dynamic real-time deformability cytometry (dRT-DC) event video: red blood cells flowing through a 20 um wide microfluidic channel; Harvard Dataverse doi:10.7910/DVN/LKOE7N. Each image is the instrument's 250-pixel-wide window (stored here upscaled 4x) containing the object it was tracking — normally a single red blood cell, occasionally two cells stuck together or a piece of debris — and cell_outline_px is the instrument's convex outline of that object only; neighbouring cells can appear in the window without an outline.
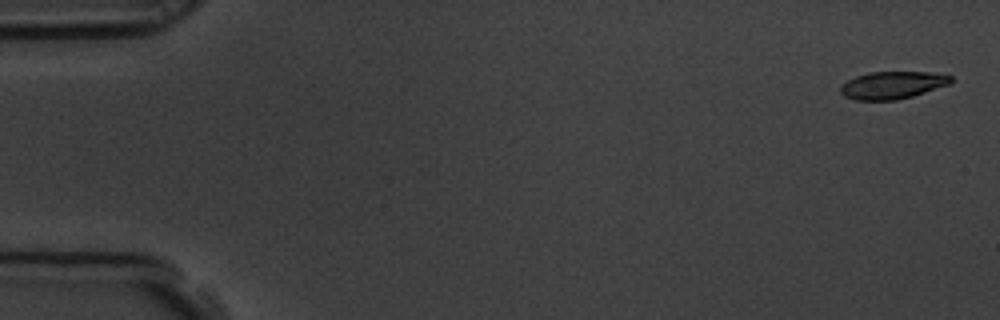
{"species": "common noctule bat (a hibernating species)", "species_latin": "Nyctalus noctula", "temperature_condition": "room temperature", "stored_images_in_passage": 8, "camera_frame_rate_fps": 3000, "um_per_image_px": 0.085, "animal": {"sex": "male", "body_mass_g": 19.5, "forearm_length_mm": 54.6}, "frame": {"image": 1, "passage_image": 1, "time_ms": 0.0, "image_size_px": [1000, 320], "cell_outline_px": [[952, 80], [948, 84], [912, 96], [896, 100], [856, 100], [844, 96], [840, 92], [840, 84], [856, 76], [868, 72], [928, 72], [952, 76]], "centroid_in_image_um": [75.79, 7.23], "position_along_channel_um": 9.2, "area_um2": 17.51}}
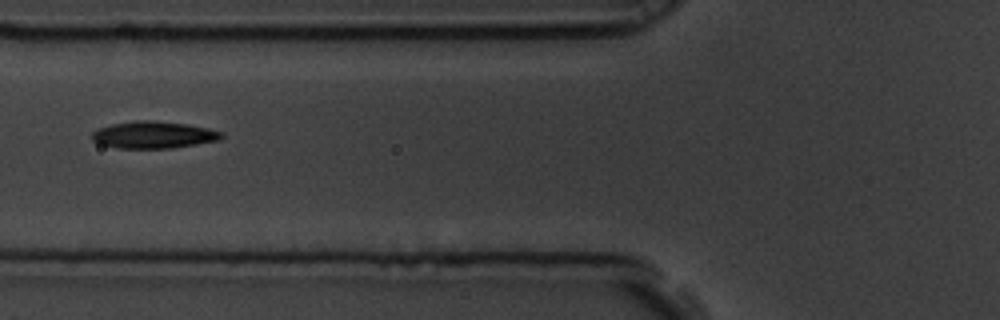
{"frame": {"image": 2, "passage_image": 7, "time_ms": 2.0, "image_size_px": [1000, 320], "cell_outline_px": [[224, 136], [220, 140], [172, 148], [116, 148], [100, 144], [92, 140], [92, 132], [96, 128], [112, 124], [136, 120], [152, 120], [188, 124], [208, 128], [224, 132]], "centroid_in_image_um": [13.05, 11.46], "position_along_channel_um": 112.7, "area_um2": 20.58}}
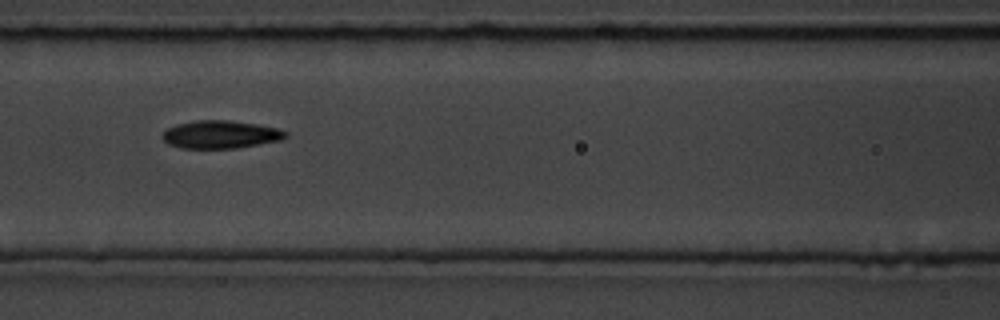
{"frame": {"image": 3, "passage_image": 8, "time_ms": 2.333, "image_size_px": [1000, 320], "cell_outline_px": [[288, 136], [280, 140], [236, 148], [180, 148], [168, 144], [160, 136], [168, 128], [176, 124], [196, 120], [228, 120], [256, 124], [276, 128], [288, 132]], "centroid_in_image_um": [18.72, 11.43], "position_along_channel_um": 147.9, "area_um2": 19.94}}